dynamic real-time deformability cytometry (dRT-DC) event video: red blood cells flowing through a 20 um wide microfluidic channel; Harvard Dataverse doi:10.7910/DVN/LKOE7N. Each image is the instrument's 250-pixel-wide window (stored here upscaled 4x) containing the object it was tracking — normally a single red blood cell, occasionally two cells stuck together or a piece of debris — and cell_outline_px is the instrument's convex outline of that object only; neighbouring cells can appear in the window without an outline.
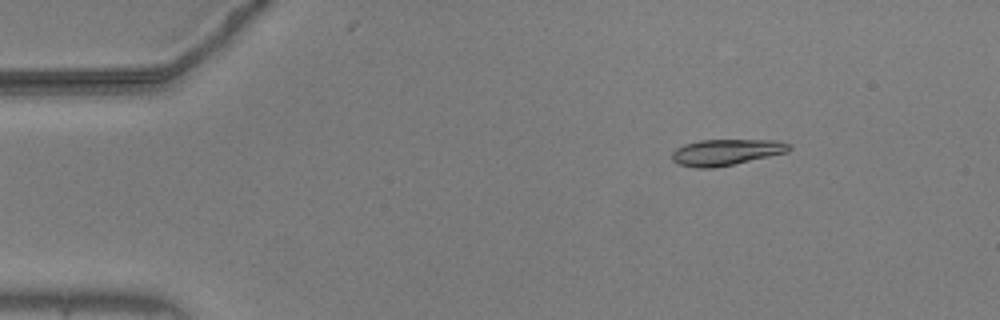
{"species": "common noctule bat (a hibernating species)", "species_latin": "Nyctalus noctula", "temperature_condition": "warm", "stored_images_in_passage": 52, "camera_frame_rate_fps": 3000, "um_per_image_px": 0.085, "animal": {"sex": "male", "body_mass_g": 20.5, "forearm_length_mm": 52.5}, "frame": {"image": 1, "passage_image": 5, "time_ms": 1.333, "image_size_px": [1000, 320], "cell_outline_px": [[792, 148], [788, 152], [732, 164], [712, 168], [696, 168], [676, 164], [672, 160], [672, 152], [676, 148], [684, 144], [700, 140], [776, 140], [792, 144]], "centroid_in_image_um": [61.71, 12.93], "position_along_channel_um": 23.3, "area_um2": 17.86}}
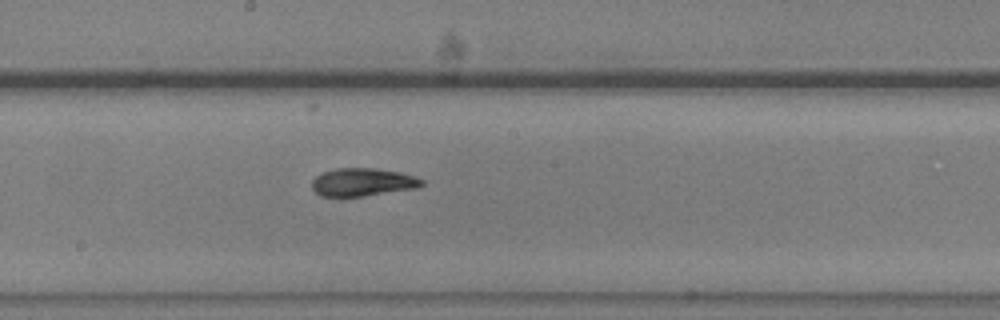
{"frame": {"image": 2, "passage_image": 27, "time_ms": 8.667, "image_size_px": [1000, 320], "cell_outline_px": [[424, 184], [416, 188], [364, 196], [320, 196], [312, 188], [312, 180], [316, 176], [324, 172], [336, 168], [376, 168], [400, 172], [424, 180]], "centroid_in_image_um": [30.82, 15.48], "position_along_channel_um": 217.4, "area_um2": 17.8}}
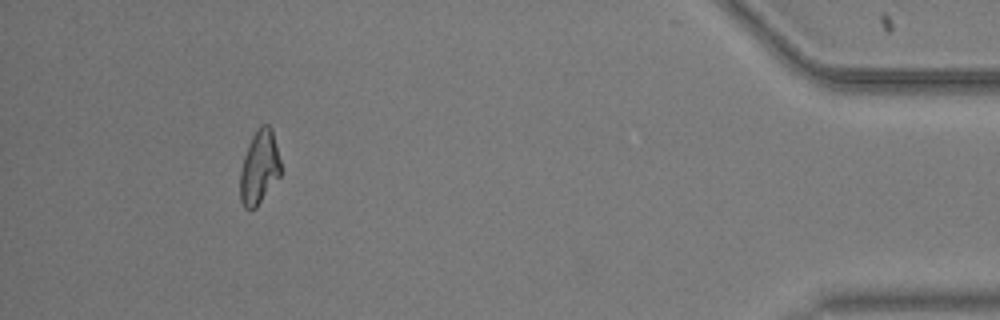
{"frame": {"image": 3, "passage_image": 48, "time_ms": 15.667, "image_size_px": [1000, 320], "cell_outline_px": [[280, 176], [256, 208], [244, 208], [240, 200], [240, 172], [244, 156], [252, 136], [256, 128], [260, 124], [268, 124], [272, 128], [280, 160]], "centroid_in_image_um": [22.04, 14.21], "position_along_channel_um": 413.2, "area_um2": 17.46}, "authors_computed_cell_mechanics": {"area_um2": 17.8602, "velocity_mm_per_s": 3.6788, "shape_relaxation_time_tau1_ms": 4.8022, "shape_relaxation_time_tau2_ms": 2.6681, "deformation_change_tau1": 0.1915, "deformation_change_tau2": 0.0716}}